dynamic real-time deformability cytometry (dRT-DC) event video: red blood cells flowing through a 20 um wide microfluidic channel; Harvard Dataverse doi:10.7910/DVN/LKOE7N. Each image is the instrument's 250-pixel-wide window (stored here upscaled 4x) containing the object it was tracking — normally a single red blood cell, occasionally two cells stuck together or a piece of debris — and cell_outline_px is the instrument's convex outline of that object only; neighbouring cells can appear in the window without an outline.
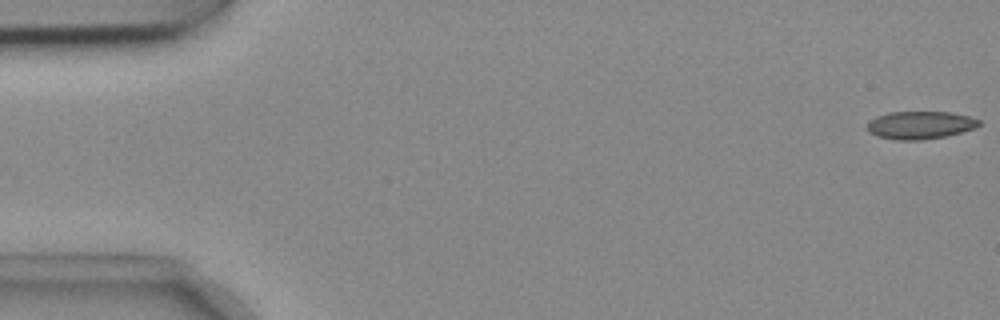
{"species": "common noctule bat (a hibernating species)", "species_latin": "Nyctalus noctula", "temperature_condition": "cold", "stored_images_in_passage": 7, "camera_frame_rate_fps": 3000, "um_per_image_px": 0.085, "animal": {"sex": "female", "body_mass_g": 18.4}, "frame": {"image": 1, "passage_image": 1, "time_ms": 0.0, "image_size_px": [1000, 320], "cell_outline_px": [[980, 124], [976, 128], [948, 136], [920, 140], [896, 140], [876, 136], [868, 132], [868, 124], [876, 116], [888, 112], [952, 112], [972, 116], [980, 120]], "centroid_in_image_um": [78.26, 10.63], "position_along_channel_um": 6.7, "area_um2": 18.32}}